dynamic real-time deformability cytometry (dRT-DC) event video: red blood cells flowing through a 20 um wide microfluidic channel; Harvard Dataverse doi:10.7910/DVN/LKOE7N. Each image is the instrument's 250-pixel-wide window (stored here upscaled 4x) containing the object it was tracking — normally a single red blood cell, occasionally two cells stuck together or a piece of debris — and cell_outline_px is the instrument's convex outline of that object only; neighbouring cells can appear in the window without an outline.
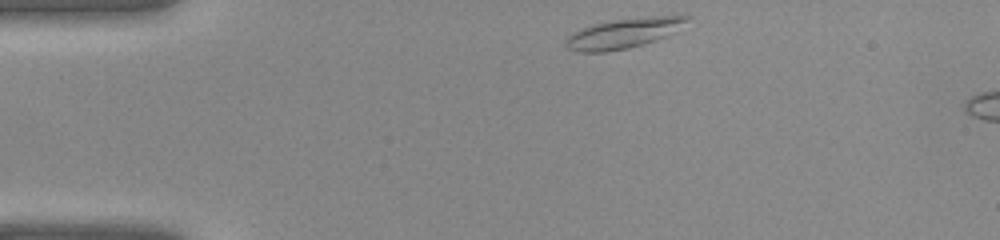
{"species": "common noctule bat (a hibernating species)", "species_latin": "Nyctalus noctula", "temperature_condition": "warm", "stored_images_in_passage": 4, "camera_frame_rate_fps": 3000, "um_per_image_px": 0.085, "animal": {"sex": "female", "body_mass_g": 22.0, "forearm_length_mm": 56.7}, "frame": {"image": 1, "passage_image": 1, "time_ms": 0.0, "image_size_px": [1000, 240], "cell_outline_px": [[692, 16], [676, 32], [668, 36], [628, 48], [604, 52], [576, 52], [568, 48], [564, 44], [564, 40], [568, 36], [584, 28], [596, 24], [612, 20], [648, 16]], "centroid_in_image_um": [53.02, 2.83], "position_along_channel_um": 32.0, "area_um2": 20.92}}